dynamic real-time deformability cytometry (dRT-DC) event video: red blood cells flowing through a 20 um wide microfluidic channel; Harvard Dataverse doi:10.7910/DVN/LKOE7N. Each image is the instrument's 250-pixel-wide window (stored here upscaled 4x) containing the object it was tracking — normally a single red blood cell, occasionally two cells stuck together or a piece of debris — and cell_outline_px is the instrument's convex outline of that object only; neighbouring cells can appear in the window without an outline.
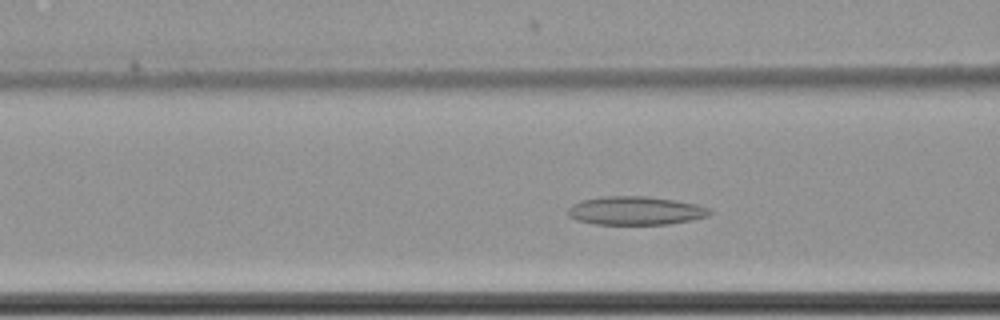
{"species": "common noctule bat (a hibernating species)", "species_latin": "Nyctalus noctula", "temperature_condition": "cold", "stored_images_in_passage": 55, "camera_frame_rate_fps": 3000, "um_per_image_px": 0.085, "animal": {"sex": "female", "body_mass_g": 22.7, "forearm_length_mm": 54.2}, "frame": {"image": 1, "passage_image": 19, "time_ms": 6.0, "image_size_px": [1000, 320], "cell_outline_px": [[712, 212], [708, 216], [692, 220], [668, 224], [596, 224], [576, 220], [568, 216], [568, 208], [572, 204], [580, 200], [604, 196], [648, 196], [676, 200], [696, 204], [708, 208]], "centroid_in_image_um": [54.0, 17.9], "position_along_channel_um": 112.6, "area_um2": 23.64}}
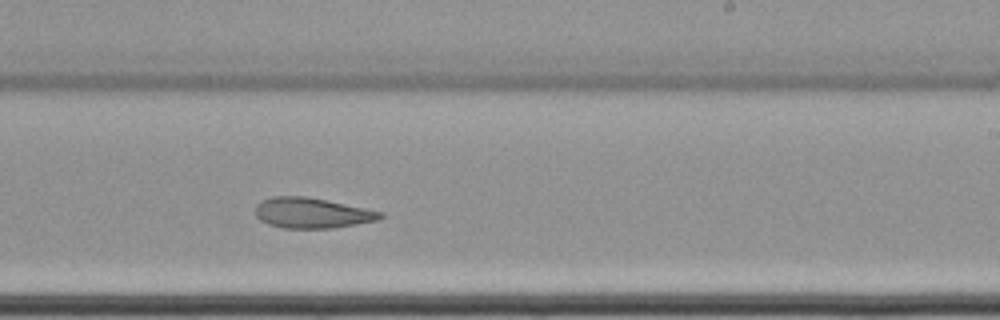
{"frame": {"image": 2, "passage_image": 32, "time_ms": 10.333, "image_size_px": [1000, 320], "cell_outline_px": [[384, 216], [376, 220], [356, 224], [332, 228], [284, 228], [268, 224], [260, 220], [256, 216], [256, 204], [260, 200], [272, 196], [304, 196], [384, 212]], "centroid_in_image_um": [26.47, 18.1], "position_along_channel_um": 262.5, "area_um2": 21.96}}
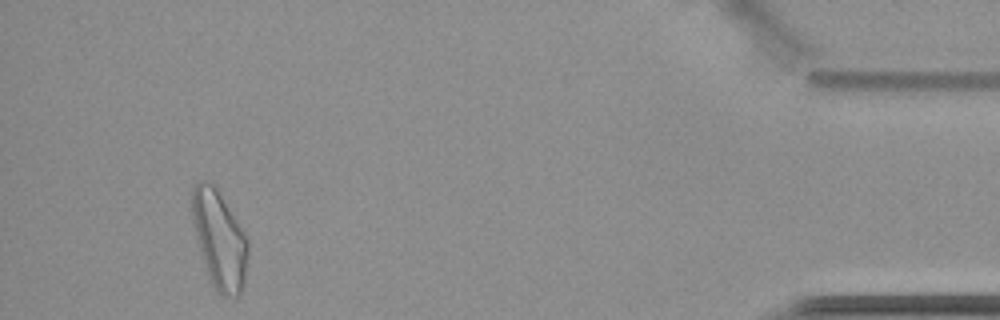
{"frame": {"image": 3, "passage_image": 51, "time_ms": 16.667, "image_size_px": [1000, 320], "cell_outline_px": [[248, 252], [244, 284], [240, 292], [236, 296], [224, 296], [216, 292], [208, 276], [196, 236], [192, 220], [188, 200], [192, 188], [196, 180], [212, 180], [216, 184], [244, 232], [248, 240]], "centroid_in_image_um": [18.61, 20.25], "position_along_channel_um": 416.6, "area_um2": 32.6}, "authors_computed_cell_mechanics": {"area_um2": 25.2008, "velocity_mm_per_s": 3.4625, "shape_relaxation_time_tau1_ms": null, "shape_relaxation_time_tau2_ms": 10.32, "deformation_change_tau1": null, "deformation_change_tau2": 0.1889}}